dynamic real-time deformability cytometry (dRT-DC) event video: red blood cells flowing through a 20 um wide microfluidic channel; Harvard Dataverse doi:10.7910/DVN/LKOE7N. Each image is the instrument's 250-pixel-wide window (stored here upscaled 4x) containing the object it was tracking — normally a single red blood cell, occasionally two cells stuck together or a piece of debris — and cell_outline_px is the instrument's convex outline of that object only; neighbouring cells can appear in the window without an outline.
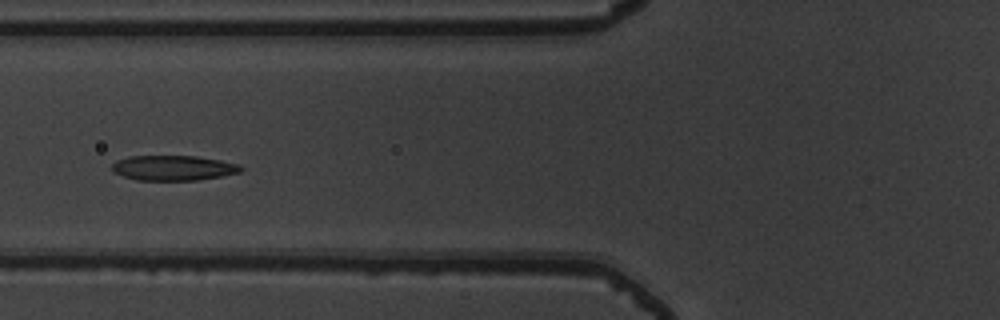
{"species": "common noctule bat (a hibernating species)", "species_latin": "Nyctalus noctula", "temperature_condition": "warm", "stored_images_in_passage": 6, "camera_frame_rate_fps": 3000, "um_per_image_px": 0.085, "animal": {"sex": "male", "body_mass_g": 19.5, "forearm_length_mm": 54.6}, "frame": {"image": 1, "passage_image": 5, "time_ms": 1.333, "image_size_px": [1000, 320], "cell_outline_px": [[244, 168], [240, 172], [220, 176], [196, 180], [136, 180], [112, 172], [112, 164], [116, 160], [128, 156], [196, 156], [220, 160], [240, 164]], "centroid_in_image_um": [14.72, 14.27], "position_along_channel_um": 111.1, "area_um2": 18.84}}
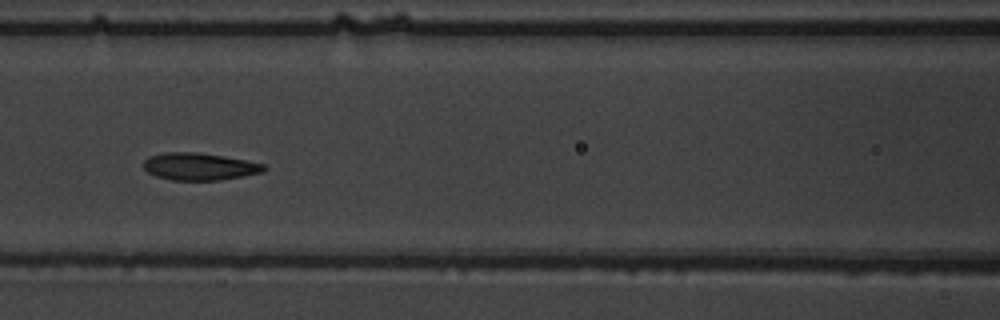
{"frame": {"image": 2, "passage_image": 6, "time_ms": 1.667, "image_size_px": [1000, 320], "cell_outline_px": [[268, 168], [264, 172], [220, 180], [172, 180], [156, 176], [148, 172], [144, 168], [144, 160], [148, 156], [164, 152], [196, 152], [244, 160], [264, 164]], "centroid_in_image_um": [16.94, 14.15], "position_along_channel_um": 149.7, "area_um2": 19.02}}